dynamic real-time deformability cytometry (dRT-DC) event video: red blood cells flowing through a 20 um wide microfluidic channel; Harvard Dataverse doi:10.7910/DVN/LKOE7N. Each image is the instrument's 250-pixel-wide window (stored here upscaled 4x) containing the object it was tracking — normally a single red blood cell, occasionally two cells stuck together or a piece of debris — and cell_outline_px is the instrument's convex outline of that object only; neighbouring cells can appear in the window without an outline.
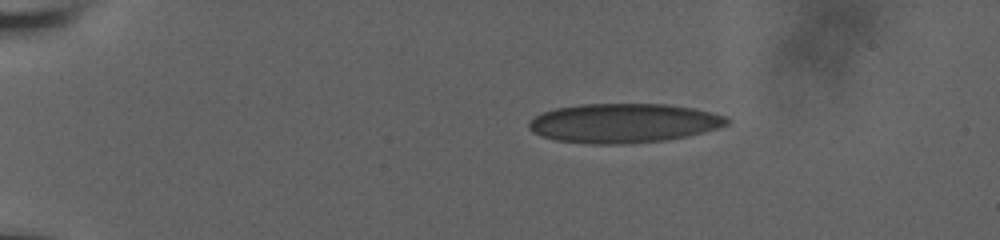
{"species": "human", "species_latin": "Homo sapiens", "temperature_condition": "room temperature", "stored_images_in_passage": 20, "camera_frame_rate_fps": 3000, "um_per_image_px": 0.085, "donor": {"sex": "male"}, "frame": {"image": 1, "passage_image": 1, "time_ms": 0.0, "image_size_px": [1000, 240], "cell_outline_px": [[728, 124], [716, 128], [684, 136], [664, 140], [620, 144], [592, 144], [556, 140], [540, 136], [532, 132], [528, 128], [528, 124], [536, 116], [544, 112], [556, 108], [580, 104], [668, 104], [692, 108], [724, 116], [728, 120]], "centroid_in_image_um": [52.93, 10.46], "position_along_channel_um": 32.1, "area_um2": 44.8}}
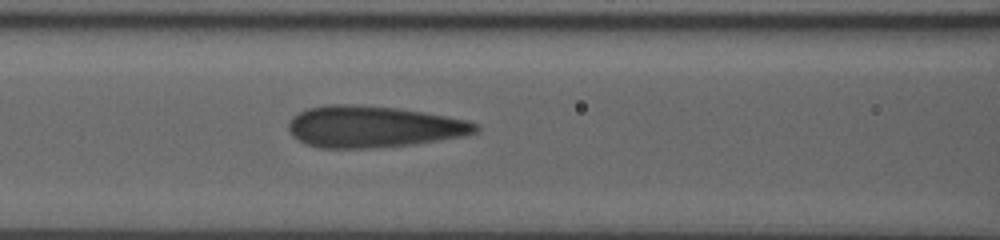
{"frame": {"image": 2, "passage_image": 12, "time_ms": 5.0, "image_size_px": [1000, 240], "cell_outline_px": [[480, 128], [476, 132], [464, 136], [440, 140], [412, 144], [372, 148], [320, 148], [304, 144], [292, 136], [288, 128], [288, 124], [292, 116], [308, 108], [328, 104], [352, 104], [396, 108], [424, 112], [468, 120], [480, 124]], "centroid_in_image_um": [31.73, 10.77], "position_along_channel_um": 134.9, "area_um2": 45.49}}
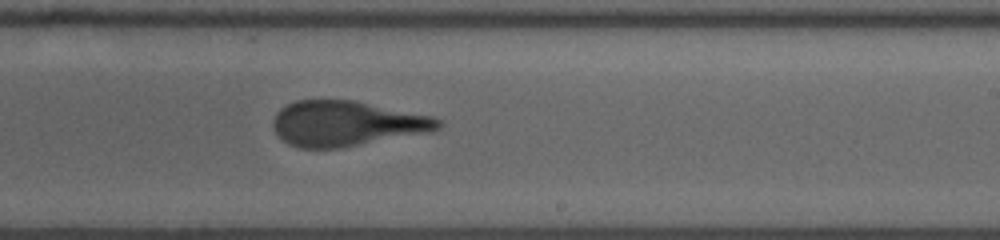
{"frame": {"image": 3, "passage_image": 20, "time_ms": 8.333, "image_size_px": [1000, 240], "cell_outline_px": [[444, 124], [440, 128], [432, 132], [340, 148], [300, 148], [288, 144], [276, 132], [272, 124], [276, 112], [280, 108], [296, 100], [356, 100], [432, 116], [440, 120]], "centroid_in_image_um": [29.48, 10.5], "position_along_channel_um": 259.5, "area_um2": 43.7}}